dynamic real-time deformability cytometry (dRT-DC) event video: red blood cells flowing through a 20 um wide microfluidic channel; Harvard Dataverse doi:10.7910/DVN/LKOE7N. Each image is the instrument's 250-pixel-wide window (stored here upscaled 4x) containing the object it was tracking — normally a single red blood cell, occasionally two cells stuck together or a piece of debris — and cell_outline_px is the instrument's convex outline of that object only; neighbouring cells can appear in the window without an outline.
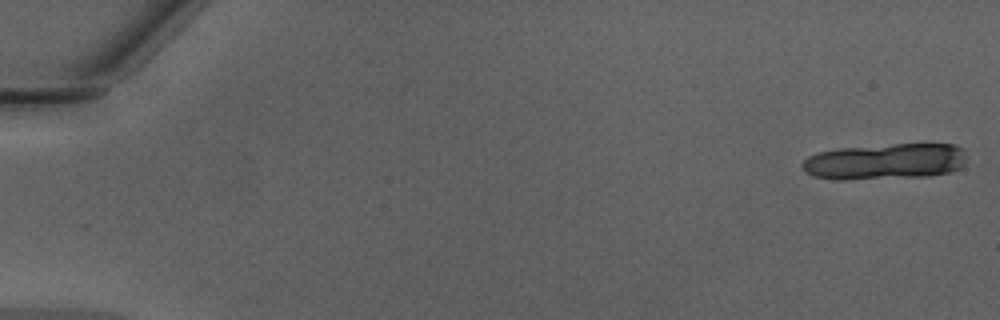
{"species": "Egyptian fruit bat (a non-hibernating species)", "species_latin": "Rousettus aegyptiacus", "temperature_condition": "warm", "stored_images_in_passage": 12, "camera_frame_rate_fps": 3000, "um_per_image_px": 0.085, "animal": {"sex": "male"}, "frame": {"image": 1, "passage_image": 1, "time_ms": 0.0, "image_size_px": [1000, 320], "cell_outline_px": [[964, 164], [960, 168], [952, 172], [932, 176], [844, 180], [836, 180], [812, 176], [804, 172], [800, 164], [808, 156], [820, 152], [836, 148], [892, 144], [956, 144], [964, 148]], "centroid_in_image_um": [75.22, 13.73], "position_along_channel_um": 9.8, "area_um2": 35.08}}